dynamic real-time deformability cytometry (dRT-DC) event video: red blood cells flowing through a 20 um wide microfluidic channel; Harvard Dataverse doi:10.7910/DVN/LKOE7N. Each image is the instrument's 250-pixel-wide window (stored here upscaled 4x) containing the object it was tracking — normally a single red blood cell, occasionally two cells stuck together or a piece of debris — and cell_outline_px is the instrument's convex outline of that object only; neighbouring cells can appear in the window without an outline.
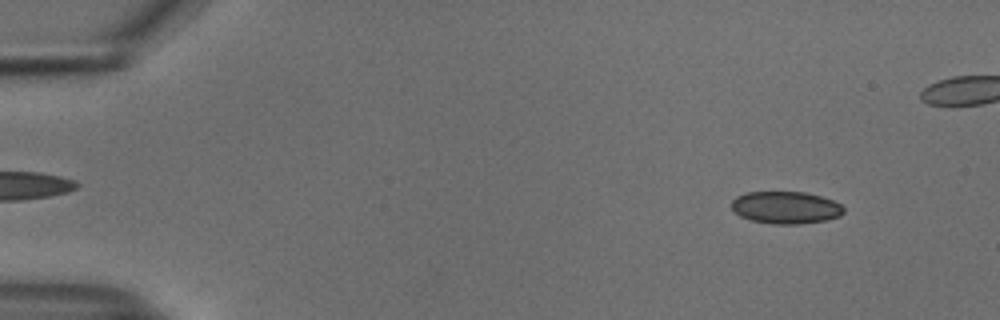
{"species": "common noctule bat (a hibernating species)", "species_latin": "Nyctalus noctula", "temperature_condition": "cold", "stored_images_in_passage": 49, "camera_frame_rate_fps": 3000, "um_per_image_px": 0.085, "animal": {"sex": "male", "body_mass_g": 18.8}, "frame": {"image": 1, "passage_image": 5, "time_ms": 1.333, "image_size_px": [1000, 320], "cell_outline_px": [[844, 212], [840, 216], [828, 220], [800, 224], [772, 224], [752, 220], [740, 216], [732, 208], [732, 200], [736, 196], [748, 192], [804, 192], [820, 196], [832, 200], [840, 204], [844, 208]], "centroid_in_image_um": [66.8, 17.64], "position_along_channel_um": 18.2, "area_um2": 21.1}}
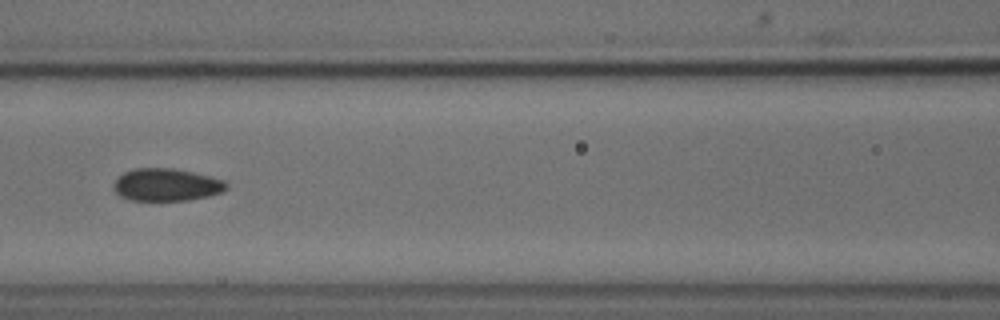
{"frame": {"image": 2, "passage_image": 24, "time_ms": 7.667, "image_size_px": [1000, 320], "cell_outline_px": [[228, 188], [224, 192], [208, 196], [188, 200], [128, 200], [120, 196], [112, 188], [112, 184], [124, 172], [132, 168], [172, 168], [212, 176], [224, 180], [228, 184]], "centroid_in_image_um": [14.16, 15.7], "position_along_channel_um": 152.4, "area_um2": 21.56}}
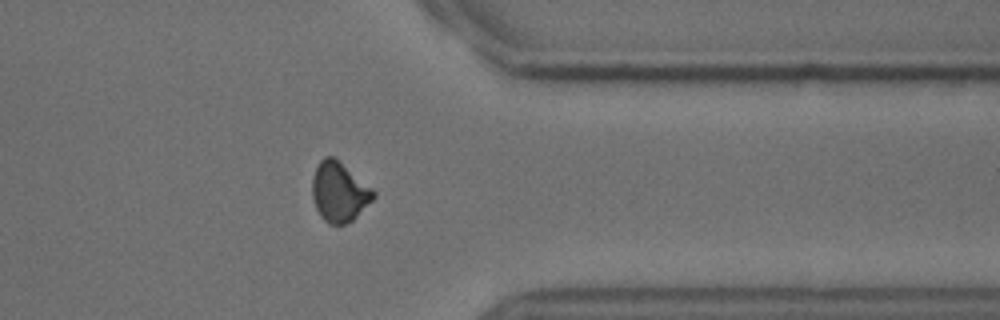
{"frame": {"image": 3, "passage_image": 43, "time_ms": 14.0, "image_size_px": [1000, 320], "cell_outline_px": [[376, 196], [352, 220], [344, 224], [328, 224], [320, 216], [316, 208], [312, 196], [312, 180], [316, 168], [320, 160], [324, 156], [332, 156], [372, 188], [376, 192]], "centroid_in_image_um": [28.81, 16.33], "position_along_channel_um": 382.6, "area_um2": 20.92}}